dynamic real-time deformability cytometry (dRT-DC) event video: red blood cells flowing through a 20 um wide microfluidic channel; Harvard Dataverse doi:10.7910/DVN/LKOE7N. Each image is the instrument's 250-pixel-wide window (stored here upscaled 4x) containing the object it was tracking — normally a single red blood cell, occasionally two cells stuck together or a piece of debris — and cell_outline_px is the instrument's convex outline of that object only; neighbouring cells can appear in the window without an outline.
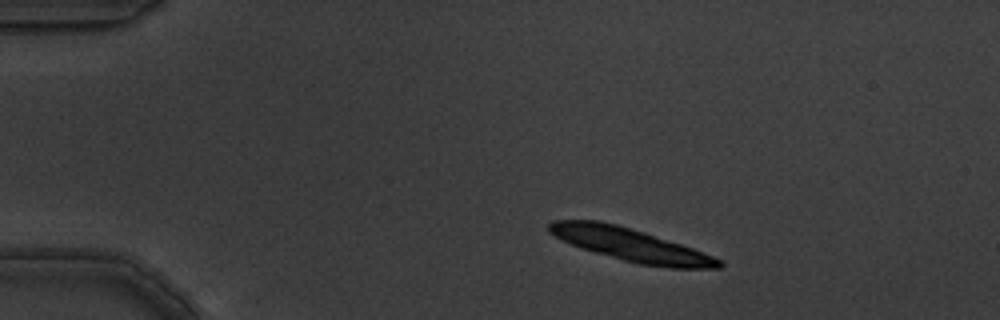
{"species": "common noctule bat (a hibernating species)", "species_latin": "Nyctalus noctula", "temperature_condition": "warm", "stored_images_in_passage": 5, "camera_frame_rate_fps": 3000, "um_per_image_px": 0.085, "animal": {"sex": "male", "body_mass_g": 19.5, "forearm_length_mm": 54.6}, "frame": {"image": 1, "passage_image": 2, "time_ms": 0.333, "image_size_px": [1000, 320], "cell_outline_px": [[724, 264], [720, 268], [668, 268], [640, 264], [624, 260], [596, 252], [572, 244], [548, 232], [548, 224], [552, 220], [600, 220], [616, 224], [644, 232], [692, 248], [724, 260]], "centroid_in_image_um": [53.64, 20.8], "position_along_channel_um": 31.4, "area_um2": 32.08}}